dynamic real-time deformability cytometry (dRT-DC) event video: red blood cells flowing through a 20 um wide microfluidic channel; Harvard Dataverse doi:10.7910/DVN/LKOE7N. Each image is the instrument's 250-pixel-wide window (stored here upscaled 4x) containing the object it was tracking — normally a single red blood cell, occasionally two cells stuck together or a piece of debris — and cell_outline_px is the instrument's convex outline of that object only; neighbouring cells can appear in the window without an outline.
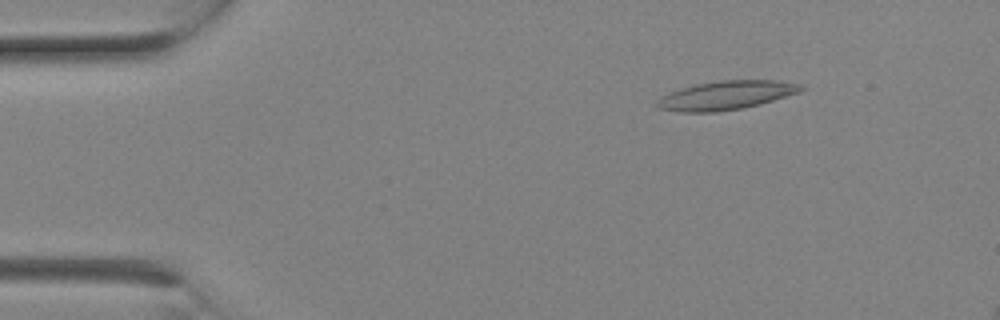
{"species": "Egyptian fruit bat (a non-hibernating species)", "species_latin": "Rousettus aegyptiacus", "temperature_condition": "room temperature", "stored_images_in_passage": 3, "camera_frame_rate_fps": 3000, "um_per_image_px": 0.085, "animal": {"sex": "female"}, "frame": {"image": 1, "passage_image": 1, "time_ms": 0.0, "image_size_px": [1000, 320], "cell_outline_px": [[804, 88], [800, 92], [760, 104], [740, 108], [716, 112], [680, 112], [656, 108], [652, 104], [664, 96], [672, 92], [696, 84], [720, 80], [776, 80], [800, 84]], "centroid_in_image_um": [61.71, 8.11], "position_along_channel_um": 23.3, "area_um2": 23.93}}